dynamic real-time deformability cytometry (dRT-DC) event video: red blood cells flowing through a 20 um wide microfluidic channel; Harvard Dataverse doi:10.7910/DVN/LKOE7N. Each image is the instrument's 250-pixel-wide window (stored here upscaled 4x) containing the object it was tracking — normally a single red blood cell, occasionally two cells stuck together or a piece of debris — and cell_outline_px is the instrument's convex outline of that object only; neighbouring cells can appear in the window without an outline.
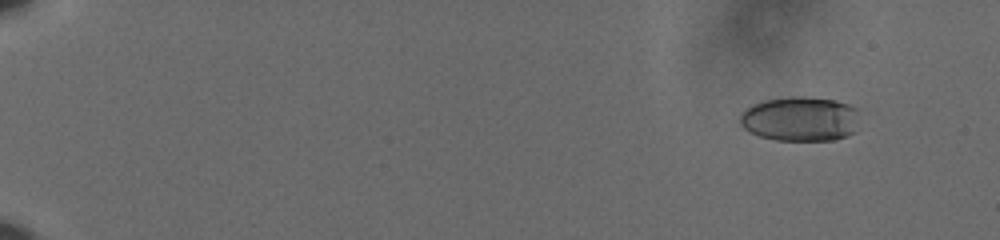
{"species": "human", "species_latin": "Homo sapiens", "temperature_condition": "cold", "stored_images_in_passage": 61, "camera_frame_rate_fps": 3000, "um_per_image_px": 0.085, "donor": {"sex": "male"}, "frame": {"image": 1, "passage_image": 7, "time_ms": 2.0, "image_size_px": [1000, 240], "cell_outline_px": [[856, 132], [848, 136], [832, 140], [776, 140], [760, 136], [748, 132], [740, 124], [740, 112], [744, 108], [752, 104], [764, 100], [792, 96], [808, 96], [836, 100], [848, 104], [856, 108]], "centroid_in_image_um": [67.98, 10.1], "position_along_channel_um": 17.0, "area_um2": 31.44}}
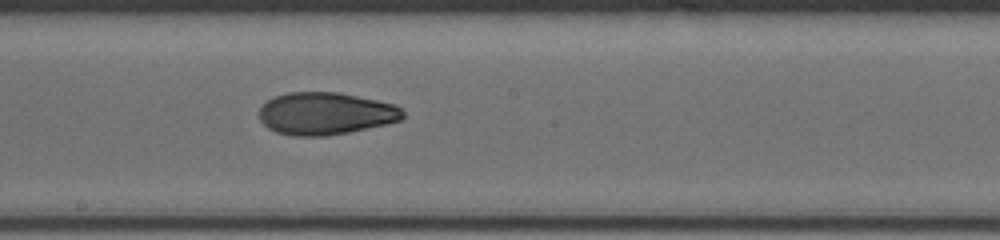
{"frame": {"image": 2, "passage_image": 38, "time_ms": 12.333, "image_size_px": [1000, 240], "cell_outline_px": [[404, 116], [400, 120], [388, 124], [348, 132], [324, 136], [292, 136], [276, 132], [268, 128], [260, 120], [260, 108], [272, 96], [288, 92], [336, 92], [396, 104], [404, 112]], "centroid_in_image_um": [27.66, 9.65], "position_along_channel_um": 220.5, "area_um2": 35.49}}
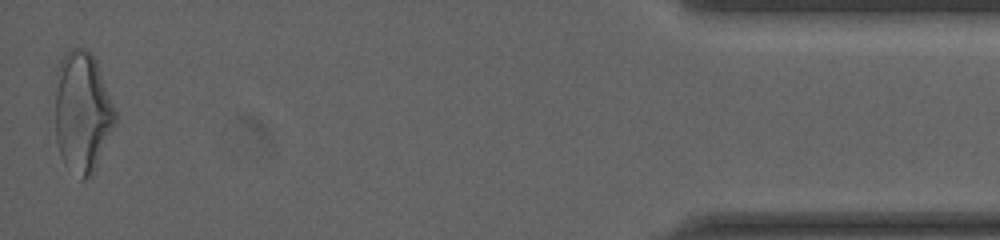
{"frame": {"image": 3, "passage_image": 61, "time_ms": 20.0, "image_size_px": [1000, 240], "cell_outline_px": [[116, 124], [96, 168], [92, 176], [84, 180], [80, 180], [64, 164], [60, 156], [56, 140], [56, 68], [64, 52], [68, 48], [84, 48], [92, 52], [96, 60], [116, 112]], "centroid_in_image_um": [6.99, 9.54], "position_along_channel_um": 428.2, "area_um2": 42.95}, "authors_computed_cell_mechanics": {"area_um2": 34.4488, "velocity_mm_per_s": 3.6344, "shape_relaxation_time_tau1_ms": 6.2011, "shape_relaxation_time_tau2_ms": 2.4784, "deformation_change_tau1": 0.1698, "deformation_change_tau2": 0.0866}}